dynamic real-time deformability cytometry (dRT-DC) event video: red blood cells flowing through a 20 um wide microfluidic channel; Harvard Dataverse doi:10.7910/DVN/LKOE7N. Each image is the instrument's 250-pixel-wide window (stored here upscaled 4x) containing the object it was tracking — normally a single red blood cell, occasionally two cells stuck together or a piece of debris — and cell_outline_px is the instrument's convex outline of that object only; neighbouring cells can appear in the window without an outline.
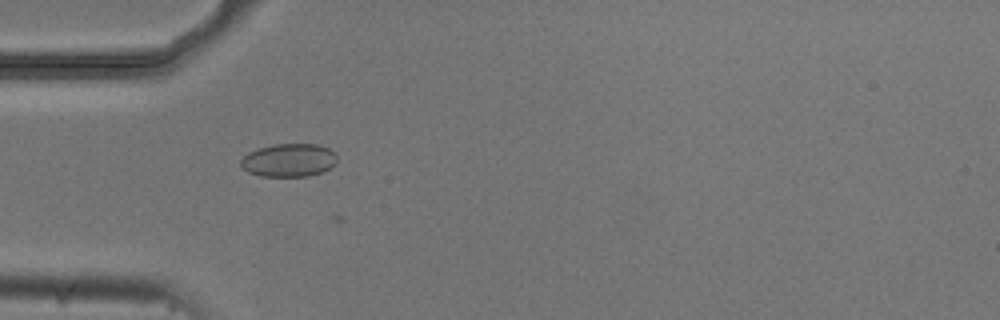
{"species": "common noctule bat (a hibernating species)", "species_latin": "Nyctalus noctula", "temperature_condition": "cold", "stored_images_in_passage": 21, "camera_frame_rate_fps": 3000, "um_per_image_px": 0.085, "animal": {"sex": "male", "body_mass_g": 20.5, "forearm_length_mm": 52.5}, "frame": {"image": 1, "passage_image": 17, "time_ms": 5.333, "image_size_px": [1000, 320], "cell_outline_px": [[336, 164], [324, 172], [308, 176], [260, 176], [248, 172], [240, 164], [240, 160], [248, 152], [256, 148], [276, 144], [316, 144], [328, 148], [336, 156]], "centroid_in_image_um": [24.54, 13.62], "position_along_channel_um": 60.5, "area_um2": 18.67}}
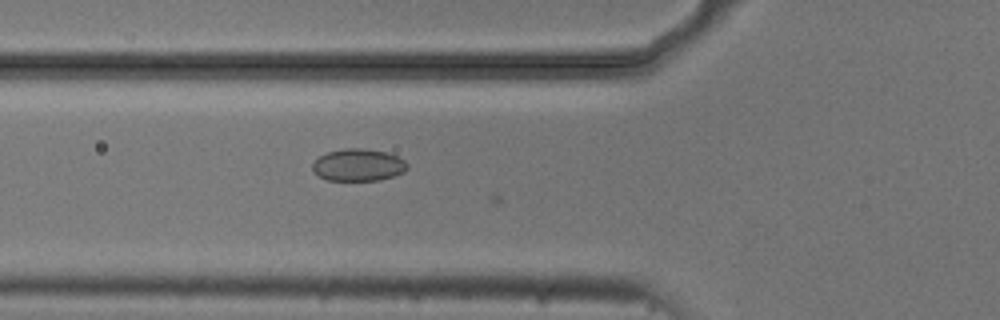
{"frame": {"image": 2, "passage_image": 20, "time_ms": 6.333, "image_size_px": [1000, 320], "cell_outline_px": [[408, 168], [404, 172], [380, 180], [328, 180], [320, 176], [312, 168], [312, 164], [320, 156], [328, 152], [344, 148], [364, 148], [388, 152], [404, 160], [408, 164]], "centroid_in_image_um": [30.49, 14.01], "position_along_channel_um": 95.3, "area_um2": 17.69}}